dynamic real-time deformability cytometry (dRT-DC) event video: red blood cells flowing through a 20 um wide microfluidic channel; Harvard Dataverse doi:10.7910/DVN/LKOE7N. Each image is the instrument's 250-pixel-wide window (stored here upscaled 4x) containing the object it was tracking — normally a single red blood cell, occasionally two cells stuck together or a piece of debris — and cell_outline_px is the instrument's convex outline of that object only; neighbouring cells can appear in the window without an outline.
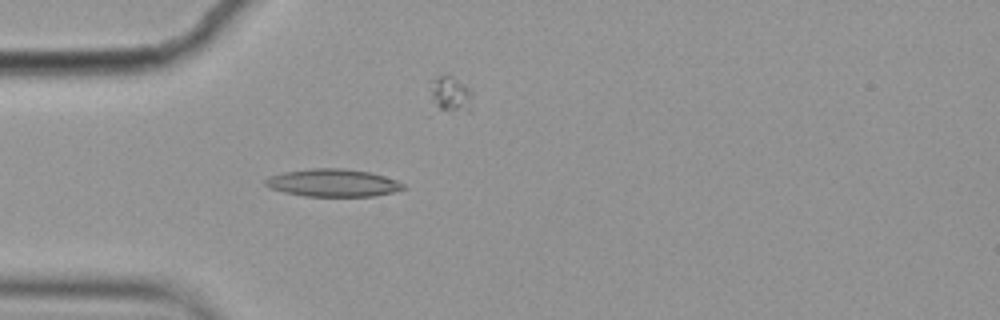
{"species": "common noctule bat (a hibernating species)", "species_latin": "Nyctalus noctula", "temperature_condition": "cold", "stored_images_in_passage": 9, "segment_of_instrument_passage": [1, 2], "camera_frame_rate_fps": 3000, "um_per_image_px": 0.085, "animal": {"sex": "female", "body_mass_g": 19.9}, "frame": {"image": 1, "passage_image": 4, "time_ms": 1.0, "image_size_px": [1000, 320], "cell_outline_px": [[408, 188], [392, 192], [372, 196], [304, 196], [284, 192], [268, 188], [264, 184], [264, 180], [268, 176], [284, 172], [312, 168], [344, 168], [368, 172], [384, 176], [396, 180], [404, 184]], "centroid_in_image_um": [28.27, 15.54], "position_along_channel_um": 56.7, "area_um2": 22.25}}